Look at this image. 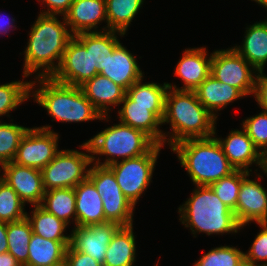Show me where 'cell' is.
<instances>
[{"instance_id":"cell-46","label":"cell","mask_w":267,"mask_h":266,"mask_svg":"<svg viewBox=\"0 0 267 266\" xmlns=\"http://www.w3.org/2000/svg\"><path fill=\"white\" fill-rule=\"evenodd\" d=\"M259 172H262L261 174H264L267 177V149L262 152Z\"/></svg>"},{"instance_id":"cell-44","label":"cell","mask_w":267,"mask_h":266,"mask_svg":"<svg viewBox=\"0 0 267 266\" xmlns=\"http://www.w3.org/2000/svg\"><path fill=\"white\" fill-rule=\"evenodd\" d=\"M8 252L7 222L0 221V254Z\"/></svg>"},{"instance_id":"cell-2","label":"cell","mask_w":267,"mask_h":266,"mask_svg":"<svg viewBox=\"0 0 267 266\" xmlns=\"http://www.w3.org/2000/svg\"><path fill=\"white\" fill-rule=\"evenodd\" d=\"M35 81H34V80ZM30 100L47 111L53 121L59 123H85L98 120L110 122L112 115H101L85 97L80 87L59 83L51 77L32 78Z\"/></svg>"},{"instance_id":"cell-9","label":"cell","mask_w":267,"mask_h":266,"mask_svg":"<svg viewBox=\"0 0 267 266\" xmlns=\"http://www.w3.org/2000/svg\"><path fill=\"white\" fill-rule=\"evenodd\" d=\"M88 178L101 195L105 221L119 226L135 225L133 217L136 207L124 196L113 171L108 166L91 163Z\"/></svg>"},{"instance_id":"cell-23","label":"cell","mask_w":267,"mask_h":266,"mask_svg":"<svg viewBox=\"0 0 267 266\" xmlns=\"http://www.w3.org/2000/svg\"><path fill=\"white\" fill-rule=\"evenodd\" d=\"M244 29L242 42L232 47L257 71H262L267 65V17Z\"/></svg>"},{"instance_id":"cell-38","label":"cell","mask_w":267,"mask_h":266,"mask_svg":"<svg viewBox=\"0 0 267 266\" xmlns=\"http://www.w3.org/2000/svg\"><path fill=\"white\" fill-rule=\"evenodd\" d=\"M240 126L261 153L267 149V112L262 110L258 114L242 119Z\"/></svg>"},{"instance_id":"cell-24","label":"cell","mask_w":267,"mask_h":266,"mask_svg":"<svg viewBox=\"0 0 267 266\" xmlns=\"http://www.w3.org/2000/svg\"><path fill=\"white\" fill-rule=\"evenodd\" d=\"M76 226H88L105 222L101 195L93 182L87 177L74 187Z\"/></svg>"},{"instance_id":"cell-39","label":"cell","mask_w":267,"mask_h":266,"mask_svg":"<svg viewBox=\"0 0 267 266\" xmlns=\"http://www.w3.org/2000/svg\"><path fill=\"white\" fill-rule=\"evenodd\" d=\"M260 230L249 249L244 252L245 264L267 266V223H257Z\"/></svg>"},{"instance_id":"cell-48","label":"cell","mask_w":267,"mask_h":266,"mask_svg":"<svg viewBox=\"0 0 267 266\" xmlns=\"http://www.w3.org/2000/svg\"><path fill=\"white\" fill-rule=\"evenodd\" d=\"M160 260V258L158 259V261H156L157 263H154V266H159V261Z\"/></svg>"},{"instance_id":"cell-11","label":"cell","mask_w":267,"mask_h":266,"mask_svg":"<svg viewBox=\"0 0 267 266\" xmlns=\"http://www.w3.org/2000/svg\"><path fill=\"white\" fill-rule=\"evenodd\" d=\"M59 139L60 135L52 130V125L32 126L22 137L13 162L42 170L61 150Z\"/></svg>"},{"instance_id":"cell-26","label":"cell","mask_w":267,"mask_h":266,"mask_svg":"<svg viewBox=\"0 0 267 266\" xmlns=\"http://www.w3.org/2000/svg\"><path fill=\"white\" fill-rule=\"evenodd\" d=\"M70 241H53L32 234L25 266H64Z\"/></svg>"},{"instance_id":"cell-18","label":"cell","mask_w":267,"mask_h":266,"mask_svg":"<svg viewBox=\"0 0 267 266\" xmlns=\"http://www.w3.org/2000/svg\"><path fill=\"white\" fill-rule=\"evenodd\" d=\"M119 227L118 224L109 221L88 226H75L71 230L70 245L103 264L107 247Z\"/></svg>"},{"instance_id":"cell-37","label":"cell","mask_w":267,"mask_h":266,"mask_svg":"<svg viewBox=\"0 0 267 266\" xmlns=\"http://www.w3.org/2000/svg\"><path fill=\"white\" fill-rule=\"evenodd\" d=\"M249 172L235 170L231 174L221 178L210 185L218 198L230 208L236 217V203L238 200L239 189L242 179Z\"/></svg>"},{"instance_id":"cell-43","label":"cell","mask_w":267,"mask_h":266,"mask_svg":"<svg viewBox=\"0 0 267 266\" xmlns=\"http://www.w3.org/2000/svg\"><path fill=\"white\" fill-rule=\"evenodd\" d=\"M0 11V37L4 34L8 35L10 34L9 32H12L14 30H16L17 26L15 22L16 21V17L13 18V16H9L8 14H5V12ZM6 15V16H5ZM13 29V30H12Z\"/></svg>"},{"instance_id":"cell-33","label":"cell","mask_w":267,"mask_h":266,"mask_svg":"<svg viewBox=\"0 0 267 266\" xmlns=\"http://www.w3.org/2000/svg\"><path fill=\"white\" fill-rule=\"evenodd\" d=\"M144 77L135 82L126 95L133 101V105L165 106V97L168 90L167 82H143Z\"/></svg>"},{"instance_id":"cell-22","label":"cell","mask_w":267,"mask_h":266,"mask_svg":"<svg viewBox=\"0 0 267 266\" xmlns=\"http://www.w3.org/2000/svg\"><path fill=\"white\" fill-rule=\"evenodd\" d=\"M201 104L218 120L220 111L245 96L235 87L222 83L211 74L194 90Z\"/></svg>"},{"instance_id":"cell-8","label":"cell","mask_w":267,"mask_h":266,"mask_svg":"<svg viewBox=\"0 0 267 266\" xmlns=\"http://www.w3.org/2000/svg\"><path fill=\"white\" fill-rule=\"evenodd\" d=\"M163 145L156 144L148 153L116 162L108 166L114 173L124 196L134 206L145 195L152 183L153 174ZM142 195V196H141Z\"/></svg>"},{"instance_id":"cell-7","label":"cell","mask_w":267,"mask_h":266,"mask_svg":"<svg viewBox=\"0 0 267 266\" xmlns=\"http://www.w3.org/2000/svg\"><path fill=\"white\" fill-rule=\"evenodd\" d=\"M78 148V150L61 149L55 158L41 170L46 191L74 188L88 177L92 163L90 148L86 141Z\"/></svg>"},{"instance_id":"cell-36","label":"cell","mask_w":267,"mask_h":266,"mask_svg":"<svg viewBox=\"0 0 267 266\" xmlns=\"http://www.w3.org/2000/svg\"><path fill=\"white\" fill-rule=\"evenodd\" d=\"M25 206L12 187L0 178V221L8 223L24 219Z\"/></svg>"},{"instance_id":"cell-4","label":"cell","mask_w":267,"mask_h":266,"mask_svg":"<svg viewBox=\"0 0 267 266\" xmlns=\"http://www.w3.org/2000/svg\"><path fill=\"white\" fill-rule=\"evenodd\" d=\"M177 209L180 224L189 228L194 238L200 233L209 237L213 234L232 236L241 232L234 212L218 198L210 186H194L189 198Z\"/></svg>"},{"instance_id":"cell-34","label":"cell","mask_w":267,"mask_h":266,"mask_svg":"<svg viewBox=\"0 0 267 266\" xmlns=\"http://www.w3.org/2000/svg\"><path fill=\"white\" fill-rule=\"evenodd\" d=\"M13 121H0V167L15 159L20 141L30 128Z\"/></svg>"},{"instance_id":"cell-13","label":"cell","mask_w":267,"mask_h":266,"mask_svg":"<svg viewBox=\"0 0 267 266\" xmlns=\"http://www.w3.org/2000/svg\"><path fill=\"white\" fill-rule=\"evenodd\" d=\"M263 177L261 172H249L241 181L236 203V220L240 230L254 222L267 223V188L260 183Z\"/></svg>"},{"instance_id":"cell-5","label":"cell","mask_w":267,"mask_h":266,"mask_svg":"<svg viewBox=\"0 0 267 266\" xmlns=\"http://www.w3.org/2000/svg\"><path fill=\"white\" fill-rule=\"evenodd\" d=\"M170 150L195 186H210L235 171L214 136L186 139Z\"/></svg>"},{"instance_id":"cell-31","label":"cell","mask_w":267,"mask_h":266,"mask_svg":"<svg viewBox=\"0 0 267 266\" xmlns=\"http://www.w3.org/2000/svg\"><path fill=\"white\" fill-rule=\"evenodd\" d=\"M22 80L0 84V121L1 117L11 118L10 113L16 111L21 104L28 102L30 97V78L22 74ZM29 78V81L27 79ZM16 109V110H15Z\"/></svg>"},{"instance_id":"cell-14","label":"cell","mask_w":267,"mask_h":266,"mask_svg":"<svg viewBox=\"0 0 267 266\" xmlns=\"http://www.w3.org/2000/svg\"><path fill=\"white\" fill-rule=\"evenodd\" d=\"M119 107L116 117L120 123L144 132L156 144L164 146L162 120L165 106L133 105V101L125 94Z\"/></svg>"},{"instance_id":"cell-40","label":"cell","mask_w":267,"mask_h":266,"mask_svg":"<svg viewBox=\"0 0 267 266\" xmlns=\"http://www.w3.org/2000/svg\"><path fill=\"white\" fill-rule=\"evenodd\" d=\"M64 266H103L88 254L75 250L71 245L67 247Z\"/></svg>"},{"instance_id":"cell-10","label":"cell","mask_w":267,"mask_h":266,"mask_svg":"<svg viewBox=\"0 0 267 266\" xmlns=\"http://www.w3.org/2000/svg\"><path fill=\"white\" fill-rule=\"evenodd\" d=\"M257 70L232 46L212 51L211 75L222 83L237 88L245 97H252Z\"/></svg>"},{"instance_id":"cell-41","label":"cell","mask_w":267,"mask_h":266,"mask_svg":"<svg viewBox=\"0 0 267 266\" xmlns=\"http://www.w3.org/2000/svg\"><path fill=\"white\" fill-rule=\"evenodd\" d=\"M259 109L267 112V74L265 70L257 71L255 79V90L253 94Z\"/></svg>"},{"instance_id":"cell-42","label":"cell","mask_w":267,"mask_h":266,"mask_svg":"<svg viewBox=\"0 0 267 266\" xmlns=\"http://www.w3.org/2000/svg\"><path fill=\"white\" fill-rule=\"evenodd\" d=\"M43 7L40 14L64 16L74 0H37ZM44 5V6H43ZM45 8V9H44Z\"/></svg>"},{"instance_id":"cell-29","label":"cell","mask_w":267,"mask_h":266,"mask_svg":"<svg viewBox=\"0 0 267 266\" xmlns=\"http://www.w3.org/2000/svg\"><path fill=\"white\" fill-rule=\"evenodd\" d=\"M68 225L76 226V208L74 188H58L45 191L40 205Z\"/></svg>"},{"instance_id":"cell-12","label":"cell","mask_w":267,"mask_h":266,"mask_svg":"<svg viewBox=\"0 0 267 266\" xmlns=\"http://www.w3.org/2000/svg\"><path fill=\"white\" fill-rule=\"evenodd\" d=\"M99 74L90 49H86L74 36L68 41L58 69L51 78L59 83L80 87Z\"/></svg>"},{"instance_id":"cell-6","label":"cell","mask_w":267,"mask_h":266,"mask_svg":"<svg viewBox=\"0 0 267 266\" xmlns=\"http://www.w3.org/2000/svg\"><path fill=\"white\" fill-rule=\"evenodd\" d=\"M86 142L90 148L92 163L101 166H110L144 155L156 145L144 132L119 121L104 128ZM100 158H104L103 162Z\"/></svg>"},{"instance_id":"cell-15","label":"cell","mask_w":267,"mask_h":266,"mask_svg":"<svg viewBox=\"0 0 267 266\" xmlns=\"http://www.w3.org/2000/svg\"><path fill=\"white\" fill-rule=\"evenodd\" d=\"M216 129L217 122L214 128V137L235 170H243L250 173L259 171L262 153L242 127L239 129L232 128L225 138L218 137ZM254 165L258 166V168H254L255 170L252 169V167H255Z\"/></svg>"},{"instance_id":"cell-1","label":"cell","mask_w":267,"mask_h":266,"mask_svg":"<svg viewBox=\"0 0 267 266\" xmlns=\"http://www.w3.org/2000/svg\"><path fill=\"white\" fill-rule=\"evenodd\" d=\"M28 35L27 46L19 53L23 55L22 74L30 78L51 77L73 37L64 16L38 13Z\"/></svg>"},{"instance_id":"cell-16","label":"cell","mask_w":267,"mask_h":266,"mask_svg":"<svg viewBox=\"0 0 267 266\" xmlns=\"http://www.w3.org/2000/svg\"><path fill=\"white\" fill-rule=\"evenodd\" d=\"M0 171L1 179L12 187L26 205H41L46 191L41 170L12 161L2 165Z\"/></svg>"},{"instance_id":"cell-35","label":"cell","mask_w":267,"mask_h":266,"mask_svg":"<svg viewBox=\"0 0 267 266\" xmlns=\"http://www.w3.org/2000/svg\"><path fill=\"white\" fill-rule=\"evenodd\" d=\"M244 252L237 246L220 245L204 253L193 266H243Z\"/></svg>"},{"instance_id":"cell-45","label":"cell","mask_w":267,"mask_h":266,"mask_svg":"<svg viewBox=\"0 0 267 266\" xmlns=\"http://www.w3.org/2000/svg\"><path fill=\"white\" fill-rule=\"evenodd\" d=\"M0 266H22L9 252L0 254Z\"/></svg>"},{"instance_id":"cell-19","label":"cell","mask_w":267,"mask_h":266,"mask_svg":"<svg viewBox=\"0 0 267 266\" xmlns=\"http://www.w3.org/2000/svg\"><path fill=\"white\" fill-rule=\"evenodd\" d=\"M99 74L103 75L127 91L135 82L146 77L138 64L136 55L120 43L111 55L99 64Z\"/></svg>"},{"instance_id":"cell-47","label":"cell","mask_w":267,"mask_h":266,"mask_svg":"<svg viewBox=\"0 0 267 266\" xmlns=\"http://www.w3.org/2000/svg\"><path fill=\"white\" fill-rule=\"evenodd\" d=\"M267 11V0H251Z\"/></svg>"},{"instance_id":"cell-21","label":"cell","mask_w":267,"mask_h":266,"mask_svg":"<svg viewBox=\"0 0 267 266\" xmlns=\"http://www.w3.org/2000/svg\"><path fill=\"white\" fill-rule=\"evenodd\" d=\"M80 88L102 116L110 115L117 106L119 108L126 94L121 86L100 74L85 82Z\"/></svg>"},{"instance_id":"cell-30","label":"cell","mask_w":267,"mask_h":266,"mask_svg":"<svg viewBox=\"0 0 267 266\" xmlns=\"http://www.w3.org/2000/svg\"><path fill=\"white\" fill-rule=\"evenodd\" d=\"M86 49H90L94 62L102 64L107 55L121 43L124 34L116 31L85 32L74 36ZM120 37V38H119Z\"/></svg>"},{"instance_id":"cell-28","label":"cell","mask_w":267,"mask_h":266,"mask_svg":"<svg viewBox=\"0 0 267 266\" xmlns=\"http://www.w3.org/2000/svg\"><path fill=\"white\" fill-rule=\"evenodd\" d=\"M145 0H106L108 30L127 36L133 20L141 12Z\"/></svg>"},{"instance_id":"cell-20","label":"cell","mask_w":267,"mask_h":266,"mask_svg":"<svg viewBox=\"0 0 267 266\" xmlns=\"http://www.w3.org/2000/svg\"><path fill=\"white\" fill-rule=\"evenodd\" d=\"M64 18L73 36L107 31L106 0H74ZM103 22L106 25L100 27Z\"/></svg>"},{"instance_id":"cell-17","label":"cell","mask_w":267,"mask_h":266,"mask_svg":"<svg viewBox=\"0 0 267 266\" xmlns=\"http://www.w3.org/2000/svg\"><path fill=\"white\" fill-rule=\"evenodd\" d=\"M208 52L206 46L185 48L173 72L183 85L179 87L174 82H167L168 87L194 91L211 74L212 52L210 54Z\"/></svg>"},{"instance_id":"cell-27","label":"cell","mask_w":267,"mask_h":266,"mask_svg":"<svg viewBox=\"0 0 267 266\" xmlns=\"http://www.w3.org/2000/svg\"><path fill=\"white\" fill-rule=\"evenodd\" d=\"M32 207V211L26 213V218L31 223L34 234L53 241L71 240V231L68 230L69 234L66 233L69 228L67 223L47 212L40 205Z\"/></svg>"},{"instance_id":"cell-3","label":"cell","mask_w":267,"mask_h":266,"mask_svg":"<svg viewBox=\"0 0 267 266\" xmlns=\"http://www.w3.org/2000/svg\"><path fill=\"white\" fill-rule=\"evenodd\" d=\"M216 122L195 91L168 88L162 125L168 124L169 131H163L164 147L170 149L186 139L212 137Z\"/></svg>"},{"instance_id":"cell-32","label":"cell","mask_w":267,"mask_h":266,"mask_svg":"<svg viewBox=\"0 0 267 266\" xmlns=\"http://www.w3.org/2000/svg\"><path fill=\"white\" fill-rule=\"evenodd\" d=\"M32 226L25 217L22 220L7 223L8 252L25 266L28 261L29 242L32 237Z\"/></svg>"},{"instance_id":"cell-25","label":"cell","mask_w":267,"mask_h":266,"mask_svg":"<svg viewBox=\"0 0 267 266\" xmlns=\"http://www.w3.org/2000/svg\"><path fill=\"white\" fill-rule=\"evenodd\" d=\"M133 230V225L120 226L116 230L107 247L103 266H136L138 242Z\"/></svg>"}]
</instances>
